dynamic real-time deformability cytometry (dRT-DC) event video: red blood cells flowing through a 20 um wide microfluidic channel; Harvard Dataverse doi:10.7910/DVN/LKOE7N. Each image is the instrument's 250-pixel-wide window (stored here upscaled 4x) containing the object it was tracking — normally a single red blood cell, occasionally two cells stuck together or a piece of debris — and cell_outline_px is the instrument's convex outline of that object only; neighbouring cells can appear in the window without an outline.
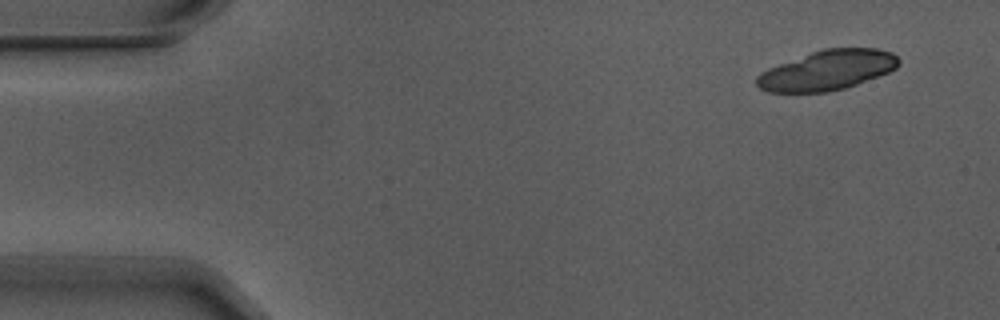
{"species": "Egyptian fruit bat (a non-hibernating species)", "species_latin": "Rousettus aegyptiacus", "temperature_condition": "warm", "stored_images_in_passage": 6, "segment_of_instrument_passage": [1, 2], "camera_frame_rate_fps": 3000, "um_per_image_px": 0.085, "animal": {"sex": "male"}, "frame": {"image": 1, "passage_image": 1, "time_ms": 0.0, "image_size_px": [1000, 320], "cell_outline_px": [[900, 64], [896, 68], [888, 72], [856, 84], [844, 88], [828, 92], [768, 92], [760, 88], [756, 84], [756, 76], [760, 72], [768, 68], [812, 52], [824, 48], [876, 48], [892, 52], [900, 60]], "centroid_in_image_um": [70.32, 5.97], "position_along_channel_um": 14.7, "area_um2": 32.77}}